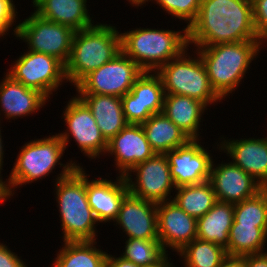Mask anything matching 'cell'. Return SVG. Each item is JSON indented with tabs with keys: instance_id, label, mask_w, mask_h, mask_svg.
Masks as SVG:
<instances>
[{
	"instance_id": "obj_1",
	"label": "cell",
	"mask_w": 267,
	"mask_h": 267,
	"mask_svg": "<svg viewBox=\"0 0 267 267\" xmlns=\"http://www.w3.org/2000/svg\"><path fill=\"white\" fill-rule=\"evenodd\" d=\"M248 40H260L252 0H201L198 16L188 28L191 47Z\"/></svg>"
},
{
	"instance_id": "obj_2",
	"label": "cell",
	"mask_w": 267,
	"mask_h": 267,
	"mask_svg": "<svg viewBox=\"0 0 267 267\" xmlns=\"http://www.w3.org/2000/svg\"><path fill=\"white\" fill-rule=\"evenodd\" d=\"M49 135L43 138H35L27 141L21 146L18 152L13 167L9 172V176L5 179L6 188L11 199L16 194L17 188L22 185L38 182L40 179L49 177V174L55 172V167L58 166L61 172L55 177V181L69 176L77 167H83L82 163H77V160L66 159L63 163L65 146L59 135ZM15 190V191H14Z\"/></svg>"
},
{
	"instance_id": "obj_3",
	"label": "cell",
	"mask_w": 267,
	"mask_h": 267,
	"mask_svg": "<svg viewBox=\"0 0 267 267\" xmlns=\"http://www.w3.org/2000/svg\"><path fill=\"white\" fill-rule=\"evenodd\" d=\"M260 40L194 47L202 59L215 92L224 100L244 82L252 63L264 49ZM254 61V62H252ZM243 79V80H242Z\"/></svg>"
},
{
	"instance_id": "obj_4",
	"label": "cell",
	"mask_w": 267,
	"mask_h": 267,
	"mask_svg": "<svg viewBox=\"0 0 267 267\" xmlns=\"http://www.w3.org/2000/svg\"><path fill=\"white\" fill-rule=\"evenodd\" d=\"M77 167L69 176L54 182L53 192L60 217L62 241H97V226L86 194V171Z\"/></svg>"
},
{
	"instance_id": "obj_5",
	"label": "cell",
	"mask_w": 267,
	"mask_h": 267,
	"mask_svg": "<svg viewBox=\"0 0 267 267\" xmlns=\"http://www.w3.org/2000/svg\"><path fill=\"white\" fill-rule=\"evenodd\" d=\"M120 30L113 24L97 22L75 31L65 75L75 88L88 74L111 61L121 49Z\"/></svg>"
},
{
	"instance_id": "obj_6",
	"label": "cell",
	"mask_w": 267,
	"mask_h": 267,
	"mask_svg": "<svg viewBox=\"0 0 267 267\" xmlns=\"http://www.w3.org/2000/svg\"><path fill=\"white\" fill-rule=\"evenodd\" d=\"M120 35L122 51L143 71L156 72L190 47L187 26L177 31L136 27Z\"/></svg>"
},
{
	"instance_id": "obj_7",
	"label": "cell",
	"mask_w": 267,
	"mask_h": 267,
	"mask_svg": "<svg viewBox=\"0 0 267 267\" xmlns=\"http://www.w3.org/2000/svg\"><path fill=\"white\" fill-rule=\"evenodd\" d=\"M189 48L156 71L165 94L192 97L210 108L220 104L223 99L212 88L202 59L196 50Z\"/></svg>"
},
{
	"instance_id": "obj_8",
	"label": "cell",
	"mask_w": 267,
	"mask_h": 267,
	"mask_svg": "<svg viewBox=\"0 0 267 267\" xmlns=\"http://www.w3.org/2000/svg\"><path fill=\"white\" fill-rule=\"evenodd\" d=\"M18 22V30L14 39L25 42L29 51L48 54L60 60L64 65L69 60L72 40L75 31L68 26L53 23L36 14Z\"/></svg>"
},
{
	"instance_id": "obj_9",
	"label": "cell",
	"mask_w": 267,
	"mask_h": 267,
	"mask_svg": "<svg viewBox=\"0 0 267 267\" xmlns=\"http://www.w3.org/2000/svg\"><path fill=\"white\" fill-rule=\"evenodd\" d=\"M66 104L61 119L67 129L58 132L65 150L73 138L84 157L100 159L106 153L108 141L99 130L90 109L77 95L71 96Z\"/></svg>"
},
{
	"instance_id": "obj_10",
	"label": "cell",
	"mask_w": 267,
	"mask_h": 267,
	"mask_svg": "<svg viewBox=\"0 0 267 267\" xmlns=\"http://www.w3.org/2000/svg\"><path fill=\"white\" fill-rule=\"evenodd\" d=\"M6 71L15 81L40 91L50 101L55 95L53 92L58 93L59 87L68 82L65 65L60 60L48 54L29 50L12 61L11 67Z\"/></svg>"
},
{
	"instance_id": "obj_11",
	"label": "cell",
	"mask_w": 267,
	"mask_h": 267,
	"mask_svg": "<svg viewBox=\"0 0 267 267\" xmlns=\"http://www.w3.org/2000/svg\"><path fill=\"white\" fill-rule=\"evenodd\" d=\"M144 71L123 51L111 61L88 74L76 87L77 94L122 97Z\"/></svg>"
},
{
	"instance_id": "obj_12",
	"label": "cell",
	"mask_w": 267,
	"mask_h": 267,
	"mask_svg": "<svg viewBox=\"0 0 267 267\" xmlns=\"http://www.w3.org/2000/svg\"><path fill=\"white\" fill-rule=\"evenodd\" d=\"M124 177L130 194L155 203L172 200L174 195L171 194L176 190L165 154L155 153L134 166Z\"/></svg>"
},
{
	"instance_id": "obj_13",
	"label": "cell",
	"mask_w": 267,
	"mask_h": 267,
	"mask_svg": "<svg viewBox=\"0 0 267 267\" xmlns=\"http://www.w3.org/2000/svg\"><path fill=\"white\" fill-rule=\"evenodd\" d=\"M164 88L156 72L144 71L131 90L121 97L122 108L128 124L141 125L152 115L161 113Z\"/></svg>"
},
{
	"instance_id": "obj_14",
	"label": "cell",
	"mask_w": 267,
	"mask_h": 267,
	"mask_svg": "<svg viewBox=\"0 0 267 267\" xmlns=\"http://www.w3.org/2000/svg\"><path fill=\"white\" fill-rule=\"evenodd\" d=\"M204 144L206 143L201 142L200 139H191L186 145L165 154L176 188L201 184L209 180L214 157Z\"/></svg>"
},
{
	"instance_id": "obj_15",
	"label": "cell",
	"mask_w": 267,
	"mask_h": 267,
	"mask_svg": "<svg viewBox=\"0 0 267 267\" xmlns=\"http://www.w3.org/2000/svg\"><path fill=\"white\" fill-rule=\"evenodd\" d=\"M255 137L229 139L221 135L212 148L226 153L235 165L267 188V137Z\"/></svg>"
},
{
	"instance_id": "obj_16",
	"label": "cell",
	"mask_w": 267,
	"mask_h": 267,
	"mask_svg": "<svg viewBox=\"0 0 267 267\" xmlns=\"http://www.w3.org/2000/svg\"><path fill=\"white\" fill-rule=\"evenodd\" d=\"M157 231L164 251L168 253L171 250L177 254L197 238V219L188 215L173 200L159 202Z\"/></svg>"
},
{
	"instance_id": "obj_17",
	"label": "cell",
	"mask_w": 267,
	"mask_h": 267,
	"mask_svg": "<svg viewBox=\"0 0 267 267\" xmlns=\"http://www.w3.org/2000/svg\"><path fill=\"white\" fill-rule=\"evenodd\" d=\"M213 159L209 182L217 201L236 204L254 197L264 187L251 175L243 171L232 161L215 163ZM229 161V162H228Z\"/></svg>"
},
{
	"instance_id": "obj_18",
	"label": "cell",
	"mask_w": 267,
	"mask_h": 267,
	"mask_svg": "<svg viewBox=\"0 0 267 267\" xmlns=\"http://www.w3.org/2000/svg\"><path fill=\"white\" fill-rule=\"evenodd\" d=\"M115 227L127 238L159 240L157 231V203L128 193L120 206ZM116 223V224H115Z\"/></svg>"
},
{
	"instance_id": "obj_19",
	"label": "cell",
	"mask_w": 267,
	"mask_h": 267,
	"mask_svg": "<svg viewBox=\"0 0 267 267\" xmlns=\"http://www.w3.org/2000/svg\"><path fill=\"white\" fill-rule=\"evenodd\" d=\"M107 154V155H106ZM155 154L141 125L128 124L108 141L104 157L114 159L117 175H126L134 166Z\"/></svg>"
},
{
	"instance_id": "obj_20",
	"label": "cell",
	"mask_w": 267,
	"mask_h": 267,
	"mask_svg": "<svg viewBox=\"0 0 267 267\" xmlns=\"http://www.w3.org/2000/svg\"><path fill=\"white\" fill-rule=\"evenodd\" d=\"M90 176L86 173V194L93 214L99 223H113L124 197L129 193L126 179L117 174L113 180L100 175L89 180Z\"/></svg>"
},
{
	"instance_id": "obj_21",
	"label": "cell",
	"mask_w": 267,
	"mask_h": 267,
	"mask_svg": "<svg viewBox=\"0 0 267 267\" xmlns=\"http://www.w3.org/2000/svg\"><path fill=\"white\" fill-rule=\"evenodd\" d=\"M0 81V123L1 120H16L38 114L50 100L40 91L28 88L15 81L7 73H3ZM2 116V117H1ZM2 118V119H1Z\"/></svg>"
},
{
	"instance_id": "obj_22",
	"label": "cell",
	"mask_w": 267,
	"mask_h": 267,
	"mask_svg": "<svg viewBox=\"0 0 267 267\" xmlns=\"http://www.w3.org/2000/svg\"><path fill=\"white\" fill-rule=\"evenodd\" d=\"M208 109L204 103L195 98L165 94L162 112L190 139L202 140L201 132L203 128L201 129V127L204 124H201V122L205 121L203 115Z\"/></svg>"
},
{
	"instance_id": "obj_23",
	"label": "cell",
	"mask_w": 267,
	"mask_h": 267,
	"mask_svg": "<svg viewBox=\"0 0 267 267\" xmlns=\"http://www.w3.org/2000/svg\"><path fill=\"white\" fill-rule=\"evenodd\" d=\"M88 0H39L34 12L40 17L70 27L74 31L89 28L96 22L90 17ZM88 5V6H87Z\"/></svg>"
},
{
	"instance_id": "obj_24",
	"label": "cell",
	"mask_w": 267,
	"mask_h": 267,
	"mask_svg": "<svg viewBox=\"0 0 267 267\" xmlns=\"http://www.w3.org/2000/svg\"><path fill=\"white\" fill-rule=\"evenodd\" d=\"M90 109L104 138L109 141L128 123L121 97L100 94H76Z\"/></svg>"
},
{
	"instance_id": "obj_25",
	"label": "cell",
	"mask_w": 267,
	"mask_h": 267,
	"mask_svg": "<svg viewBox=\"0 0 267 267\" xmlns=\"http://www.w3.org/2000/svg\"><path fill=\"white\" fill-rule=\"evenodd\" d=\"M62 243V247L60 246L54 254L55 258H51L54 260H52L51 267H106L109 251L100 249L98 241H64Z\"/></svg>"
},
{
	"instance_id": "obj_26",
	"label": "cell",
	"mask_w": 267,
	"mask_h": 267,
	"mask_svg": "<svg viewBox=\"0 0 267 267\" xmlns=\"http://www.w3.org/2000/svg\"><path fill=\"white\" fill-rule=\"evenodd\" d=\"M141 126L152 150L157 154H166L191 140L163 112L152 115Z\"/></svg>"
},
{
	"instance_id": "obj_27",
	"label": "cell",
	"mask_w": 267,
	"mask_h": 267,
	"mask_svg": "<svg viewBox=\"0 0 267 267\" xmlns=\"http://www.w3.org/2000/svg\"><path fill=\"white\" fill-rule=\"evenodd\" d=\"M233 217L234 204L217 201L206 214L197 219V238L226 249Z\"/></svg>"
},
{
	"instance_id": "obj_28",
	"label": "cell",
	"mask_w": 267,
	"mask_h": 267,
	"mask_svg": "<svg viewBox=\"0 0 267 267\" xmlns=\"http://www.w3.org/2000/svg\"><path fill=\"white\" fill-rule=\"evenodd\" d=\"M265 243H267V228L232 223L226 252L229 256L259 254L267 251Z\"/></svg>"
},
{
	"instance_id": "obj_29",
	"label": "cell",
	"mask_w": 267,
	"mask_h": 267,
	"mask_svg": "<svg viewBox=\"0 0 267 267\" xmlns=\"http://www.w3.org/2000/svg\"><path fill=\"white\" fill-rule=\"evenodd\" d=\"M173 195L175 196L172 200L188 215L196 219L206 214L217 202L209 181L178 187Z\"/></svg>"
},
{
	"instance_id": "obj_30",
	"label": "cell",
	"mask_w": 267,
	"mask_h": 267,
	"mask_svg": "<svg viewBox=\"0 0 267 267\" xmlns=\"http://www.w3.org/2000/svg\"><path fill=\"white\" fill-rule=\"evenodd\" d=\"M177 255L183 267H220L228 256L224 247L198 238L187 244Z\"/></svg>"
},
{
	"instance_id": "obj_31",
	"label": "cell",
	"mask_w": 267,
	"mask_h": 267,
	"mask_svg": "<svg viewBox=\"0 0 267 267\" xmlns=\"http://www.w3.org/2000/svg\"><path fill=\"white\" fill-rule=\"evenodd\" d=\"M120 254L123 259L144 267L156 264L167 253L160 240L127 238Z\"/></svg>"
},
{
	"instance_id": "obj_32",
	"label": "cell",
	"mask_w": 267,
	"mask_h": 267,
	"mask_svg": "<svg viewBox=\"0 0 267 267\" xmlns=\"http://www.w3.org/2000/svg\"><path fill=\"white\" fill-rule=\"evenodd\" d=\"M233 223L267 228V188H263L252 198L234 204Z\"/></svg>"
},
{
	"instance_id": "obj_33",
	"label": "cell",
	"mask_w": 267,
	"mask_h": 267,
	"mask_svg": "<svg viewBox=\"0 0 267 267\" xmlns=\"http://www.w3.org/2000/svg\"><path fill=\"white\" fill-rule=\"evenodd\" d=\"M154 1V2H153ZM152 4L160 6L166 15H171V18H176L179 22L186 23L187 28L196 20L201 0H150Z\"/></svg>"
},
{
	"instance_id": "obj_34",
	"label": "cell",
	"mask_w": 267,
	"mask_h": 267,
	"mask_svg": "<svg viewBox=\"0 0 267 267\" xmlns=\"http://www.w3.org/2000/svg\"><path fill=\"white\" fill-rule=\"evenodd\" d=\"M17 11L14 0H0V41L5 38V35L9 34L8 36L10 37V32L12 31L11 35L16 36L19 24L17 23L19 22L17 20L19 19L17 16L19 12Z\"/></svg>"
},
{
	"instance_id": "obj_35",
	"label": "cell",
	"mask_w": 267,
	"mask_h": 267,
	"mask_svg": "<svg viewBox=\"0 0 267 267\" xmlns=\"http://www.w3.org/2000/svg\"><path fill=\"white\" fill-rule=\"evenodd\" d=\"M253 21L257 35L267 46V0H252Z\"/></svg>"
},
{
	"instance_id": "obj_36",
	"label": "cell",
	"mask_w": 267,
	"mask_h": 267,
	"mask_svg": "<svg viewBox=\"0 0 267 267\" xmlns=\"http://www.w3.org/2000/svg\"><path fill=\"white\" fill-rule=\"evenodd\" d=\"M14 250H11L9 244L0 242V267H28V263L18 256Z\"/></svg>"
},
{
	"instance_id": "obj_37",
	"label": "cell",
	"mask_w": 267,
	"mask_h": 267,
	"mask_svg": "<svg viewBox=\"0 0 267 267\" xmlns=\"http://www.w3.org/2000/svg\"><path fill=\"white\" fill-rule=\"evenodd\" d=\"M245 267H267V251L245 255Z\"/></svg>"
},
{
	"instance_id": "obj_38",
	"label": "cell",
	"mask_w": 267,
	"mask_h": 267,
	"mask_svg": "<svg viewBox=\"0 0 267 267\" xmlns=\"http://www.w3.org/2000/svg\"><path fill=\"white\" fill-rule=\"evenodd\" d=\"M107 254L106 267H140L133 262L123 259L121 256Z\"/></svg>"
},
{
	"instance_id": "obj_39",
	"label": "cell",
	"mask_w": 267,
	"mask_h": 267,
	"mask_svg": "<svg viewBox=\"0 0 267 267\" xmlns=\"http://www.w3.org/2000/svg\"><path fill=\"white\" fill-rule=\"evenodd\" d=\"M220 267H245V256H227Z\"/></svg>"
},
{
	"instance_id": "obj_40",
	"label": "cell",
	"mask_w": 267,
	"mask_h": 267,
	"mask_svg": "<svg viewBox=\"0 0 267 267\" xmlns=\"http://www.w3.org/2000/svg\"><path fill=\"white\" fill-rule=\"evenodd\" d=\"M2 175L3 174H0V205H3L7 200H11L6 188L5 180H3L4 178Z\"/></svg>"
},
{
	"instance_id": "obj_41",
	"label": "cell",
	"mask_w": 267,
	"mask_h": 267,
	"mask_svg": "<svg viewBox=\"0 0 267 267\" xmlns=\"http://www.w3.org/2000/svg\"><path fill=\"white\" fill-rule=\"evenodd\" d=\"M169 253H167L159 262L151 266H144V267H176L173 264V260L169 257Z\"/></svg>"
},
{
	"instance_id": "obj_42",
	"label": "cell",
	"mask_w": 267,
	"mask_h": 267,
	"mask_svg": "<svg viewBox=\"0 0 267 267\" xmlns=\"http://www.w3.org/2000/svg\"><path fill=\"white\" fill-rule=\"evenodd\" d=\"M1 126H3L1 123H0V174L3 172L2 170H4L3 169V165H4V159H5V148H4V146H5V144H4V141H3V139L4 138H2L3 136H2V127Z\"/></svg>"
},
{
	"instance_id": "obj_43",
	"label": "cell",
	"mask_w": 267,
	"mask_h": 267,
	"mask_svg": "<svg viewBox=\"0 0 267 267\" xmlns=\"http://www.w3.org/2000/svg\"><path fill=\"white\" fill-rule=\"evenodd\" d=\"M126 1H128V4H130L132 7L135 6V8L138 9L139 7L143 8L144 5L148 4L150 0H126Z\"/></svg>"
},
{
	"instance_id": "obj_44",
	"label": "cell",
	"mask_w": 267,
	"mask_h": 267,
	"mask_svg": "<svg viewBox=\"0 0 267 267\" xmlns=\"http://www.w3.org/2000/svg\"><path fill=\"white\" fill-rule=\"evenodd\" d=\"M38 1H39V0H31V2H32L31 6H32V5L34 6Z\"/></svg>"
}]
</instances>
